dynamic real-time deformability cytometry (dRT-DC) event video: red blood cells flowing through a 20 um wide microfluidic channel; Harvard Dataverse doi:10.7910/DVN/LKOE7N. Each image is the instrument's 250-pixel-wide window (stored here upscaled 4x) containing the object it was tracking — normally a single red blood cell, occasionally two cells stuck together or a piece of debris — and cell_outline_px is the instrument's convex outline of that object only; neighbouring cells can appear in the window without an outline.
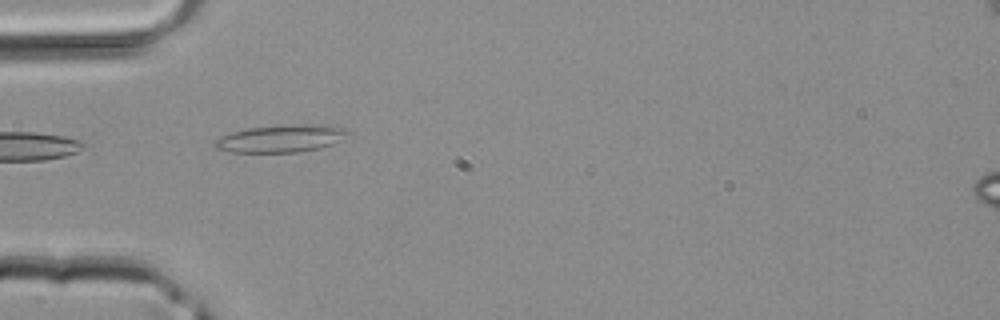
{"species": "common noctule bat (a hibernating species)", "species_latin": "Nyctalus noctula", "temperature_condition": "room temperature", "stored_images_in_passage": 27, "camera_frame_rate_fps": 3000, "um_per_image_px": 0.085, "animal": {"sex": "male", "body_mass_g": 20.4}, "frame": {"image": 1, "passage_image": 1, "time_ms": 0.0, "image_size_px": [1000, 320], "cell_outline_px": [[352, 132], [332, 144], [320, 148], [296, 152], [232, 152], [216, 148], [212, 144], [212, 140], [220, 136], [232, 132], [248, 128], [284, 124], [328, 124], [344, 128]], "centroid_in_image_um": [23.87, 11.75], "position_along_channel_um": 61.1, "area_um2": 21.56}}
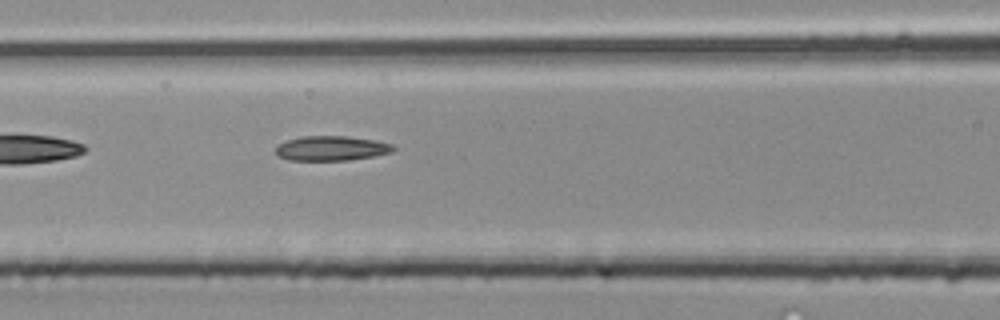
{"frame": {"image": 2, "passage_image": 6, "time_ms": 1.667, "image_size_px": [1000, 320], "cell_outline_px": [[396, 148], [392, 152], [372, 156], [348, 160], [288, 160], [280, 156], [276, 152], [276, 148], [280, 144], [288, 140], [300, 136], [348, 136], [372, 140], [392, 144]], "centroid_in_image_um": [28.17, 12.6], "position_along_channel_um": 138.4, "area_um2": 16.7}}
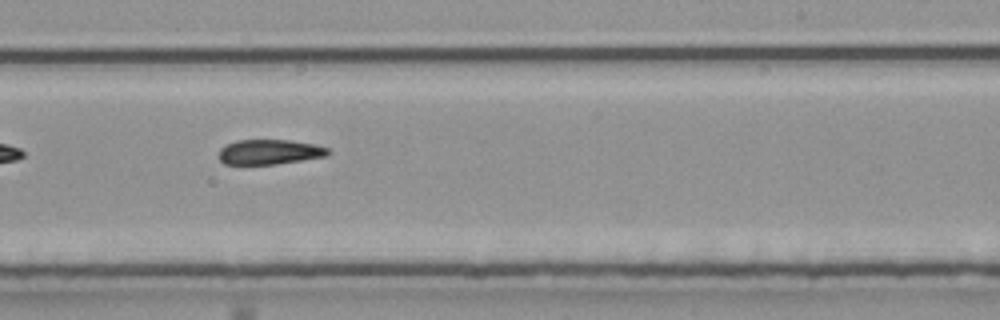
{"frame": {"image": 3, "passage_image": 14, "time_ms": 4.333, "image_size_px": [1000, 320], "cell_outline_px": [[332, 152], [328, 156], [276, 164], [224, 164], [220, 160], [220, 148], [236, 140], [288, 140], [316, 144], [328, 148]], "centroid_in_image_um": [22.96, 12.91], "position_along_channel_um": 266.0, "area_um2": 15.9}}